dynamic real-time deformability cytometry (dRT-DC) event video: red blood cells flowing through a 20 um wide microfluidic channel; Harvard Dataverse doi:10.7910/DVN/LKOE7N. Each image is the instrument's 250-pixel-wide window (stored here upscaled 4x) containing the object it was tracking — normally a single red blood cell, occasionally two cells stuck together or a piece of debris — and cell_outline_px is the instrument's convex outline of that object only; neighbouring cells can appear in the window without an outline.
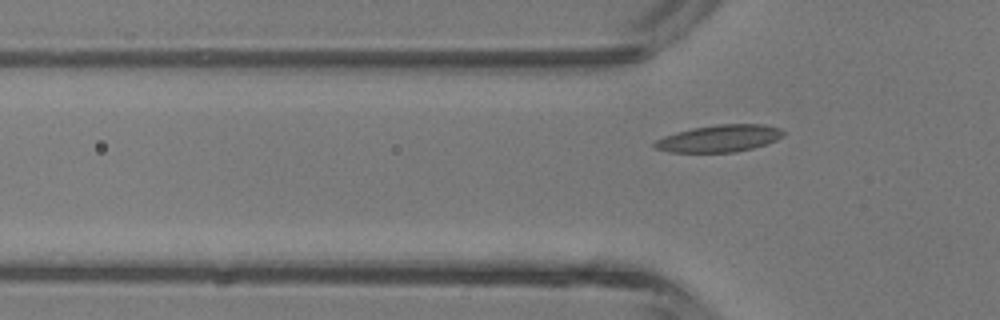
{"species": "common noctule bat (a hibernating species)", "species_latin": "Nyctalus noctula", "temperature_condition": "room temperature", "stored_images_in_passage": 5, "camera_frame_rate_fps": 3000, "um_per_image_px": 0.085, "animal": {"sex": "male", "body_mass_g": 13.3}, "frame": {"image": 1, "passage_image": 5, "time_ms": 5.667, "image_size_px": [1000, 320], "cell_outline_px": [[784, 136], [776, 140], [752, 148], [736, 152], [668, 152], [656, 148], [652, 144], [656, 140], [664, 136], [676, 132], [692, 128], [720, 124], [764, 124], [780, 128], [784, 132]], "centroid_in_image_um": [61.14, 11.76], "position_along_channel_um": 64.7, "area_um2": 20.23}}